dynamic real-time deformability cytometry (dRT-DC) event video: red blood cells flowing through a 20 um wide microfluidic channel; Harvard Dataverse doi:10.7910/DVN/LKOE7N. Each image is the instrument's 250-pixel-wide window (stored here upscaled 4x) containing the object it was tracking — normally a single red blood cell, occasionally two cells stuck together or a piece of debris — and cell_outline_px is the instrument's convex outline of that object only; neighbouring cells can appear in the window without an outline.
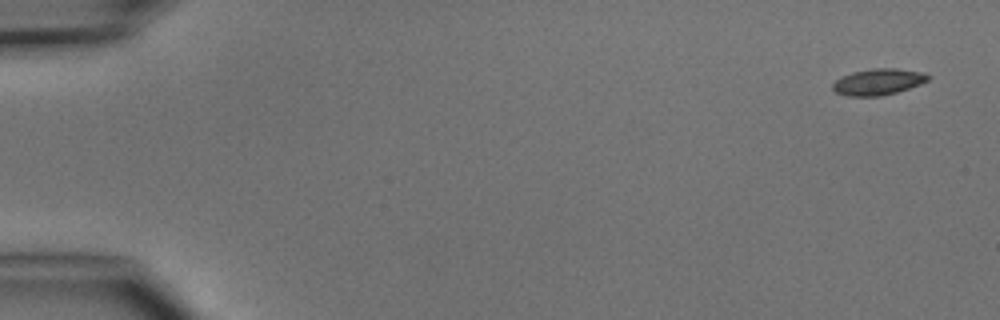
{"species": "common noctule bat (a hibernating species)", "species_latin": "Nyctalus noctula", "temperature_condition": "cold", "stored_images_in_passage": 6, "camera_frame_rate_fps": 3000, "um_per_image_px": 0.085, "animal": {"sex": "male", "body_mass_g": 15.6}, "frame": {"image": 1, "passage_image": 1, "time_ms": 0.0, "image_size_px": [1000, 320], "cell_outline_px": [[932, 76], [928, 80], [920, 84], [896, 92], [880, 96], [848, 96], [836, 92], [832, 88], [832, 84], [840, 76], [852, 72], [872, 68], [896, 68], [924, 72]], "centroid_in_image_um": [74.65, 6.94], "position_along_channel_um": 10.4, "area_um2": 14.68}}
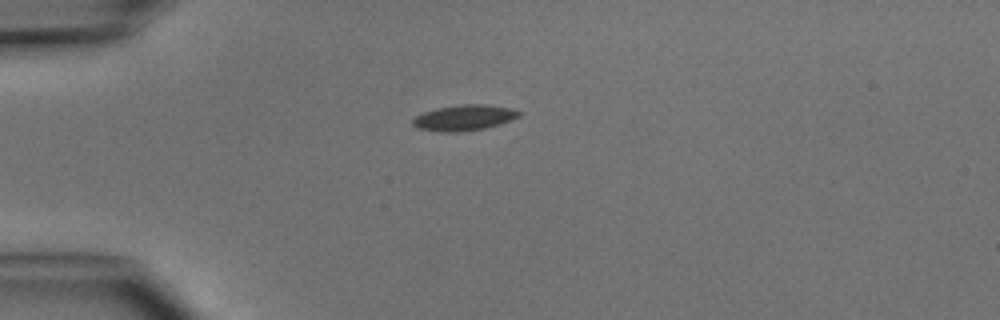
{"frame": {"image": 2, "passage_image": 4, "time_ms": 3.667, "image_size_px": [1000, 320], "cell_outline_px": [[520, 116], [500, 124], [484, 128], [460, 132], [440, 132], [416, 128], [412, 124], [412, 120], [416, 116], [424, 112], [436, 108], [460, 104], [484, 104], [512, 108], [520, 112]], "centroid_in_image_um": [39.43, 10.0], "position_along_channel_um": 45.6, "area_um2": 15.95}}